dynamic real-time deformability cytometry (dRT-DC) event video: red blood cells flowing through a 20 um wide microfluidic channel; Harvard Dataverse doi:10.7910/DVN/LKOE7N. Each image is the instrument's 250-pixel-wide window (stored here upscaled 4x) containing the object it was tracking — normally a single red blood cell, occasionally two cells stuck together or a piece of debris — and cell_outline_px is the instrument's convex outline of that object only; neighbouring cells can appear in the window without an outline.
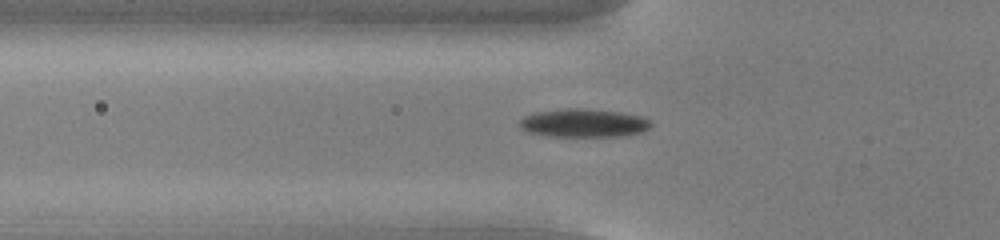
{"species": "common noctule bat (a hibernating species)", "species_latin": "Nyctalus noctula", "temperature_condition": "cold", "stored_images_in_passage": 46, "camera_frame_rate_fps": 3000, "um_per_image_px": 0.085, "animal": {"sex": "male", "body_mass_g": 13.0, "forearm_length_mm": 53.1}, "frame": {"image": 1, "passage_image": 10, "time_ms": 3.0, "image_size_px": [1000, 240], "cell_outline_px": [[652, 124], [648, 128], [640, 132], [616, 136], [548, 136], [528, 132], [520, 128], [520, 120], [524, 116], [536, 112], [568, 108], [588, 108], [620, 112], [644, 116], [652, 120]], "centroid_in_image_um": [49.62, 10.44], "position_along_channel_um": 76.2, "area_um2": 21.73}}
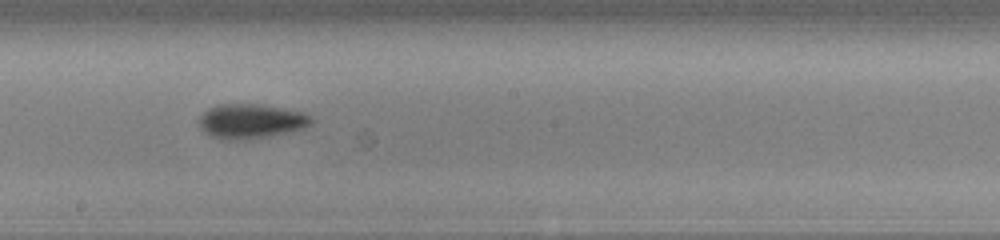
{"frame": {"image": 2, "passage_image": 22, "time_ms": 7.0, "image_size_px": [1000, 240], "cell_outline_px": [[312, 124], [304, 128], [272, 136], [248, 140], [220, 140], [208, 136], [200, 128], [200, 116], [208, 108], [220, 104], [260, 104], [300, 112], [308, 116], [312, 120]], "centroid_in_image_um": [21.27, 10.33], "position_along_channel_um": 226.9, "area_um2": 22.72}}
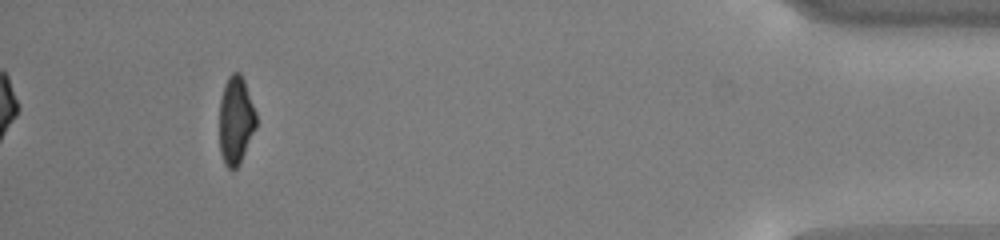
{"frame": {"image": 3, "passage_image": 42, "time_ms": 13.667, "image_size_px": [1000, 240], "cell_outline_px": [[256, 128], [240, 164], [232, 172], [224, 164], [220, 152], [220, 100], [224, 84], [228, 76], [232, 72], [240, 72], [244, 80], [256, 112]], "centroid_in_image_um": [20.04, 10.25], "position_along_channel_um": 415.2, "area_um2": 19.07}, "authors_computed_cell_mechanics": {"area_um2": 20.4323, "velocity_mm_per_s": 3.7654, "shape_relaxation_time_tau1_ms": 2.853, "shape_relaxation_time_tau2_ms": 5.1918, "deformation_change_tau1": 0.133, "deformation_change_tau2": 0.1107}}